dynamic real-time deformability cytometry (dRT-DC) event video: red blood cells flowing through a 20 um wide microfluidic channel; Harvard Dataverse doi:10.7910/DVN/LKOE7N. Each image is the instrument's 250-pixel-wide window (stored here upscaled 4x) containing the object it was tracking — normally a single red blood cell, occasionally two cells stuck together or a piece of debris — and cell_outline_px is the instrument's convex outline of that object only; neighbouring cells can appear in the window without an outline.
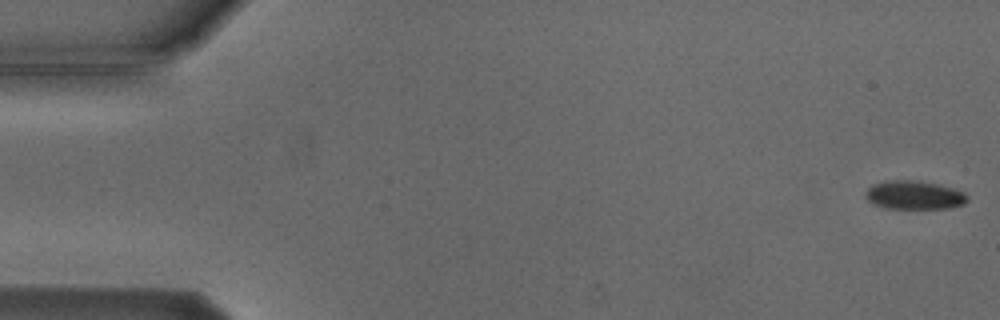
{"species": "Egyptian fruit bat (a non-hibernating species)", "species_latin": "Rousettus aegyptiacus", "temperature_condition": "cold", "stored_images_in_passage": 6, "camera_frame_rate_fps": 3000, "um_per_image_px": 0.085, "animal": {"sex": "male"}, "frame": {"image": 1, "passage_image": 1, "time_ms": 0.0, "image_size_px": [1000, 320], "cell_outline_px": [[968, 200], [964, 204], [948, 208], [884, 208], [872, 204], [864, 196], [864, 192], [872, 184], [884, 180], [916, 180], [936, 184], [952, 188], [964, 192], [968, 196]], "centroid_in_image_um": [77.66, 16.57], "position_along_channel_um": 7.3, "area_um2": 17.11}}
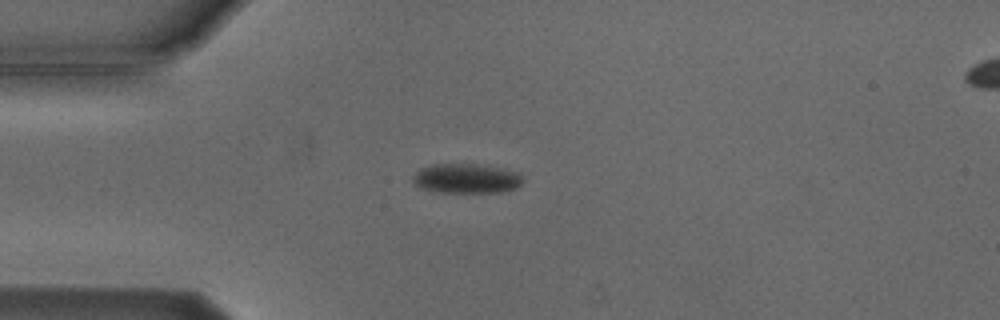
{"frame": {"image": 2, "passage_image": 4, "time_ms": 4.333, "image_size_px": [1000, 320], "cell_outline_px": [[524, 180], [516, 188], [500, 192], [432, 192], [420, 188], [412, 184], [412, 176], [420, 168], [432, 164], [476, 164], [504, 168], [520, 172]], "centroid_in_image_um": [39.62, 15.17], "position_along_channel_um": 45.4, "area_um2": 19.36}}
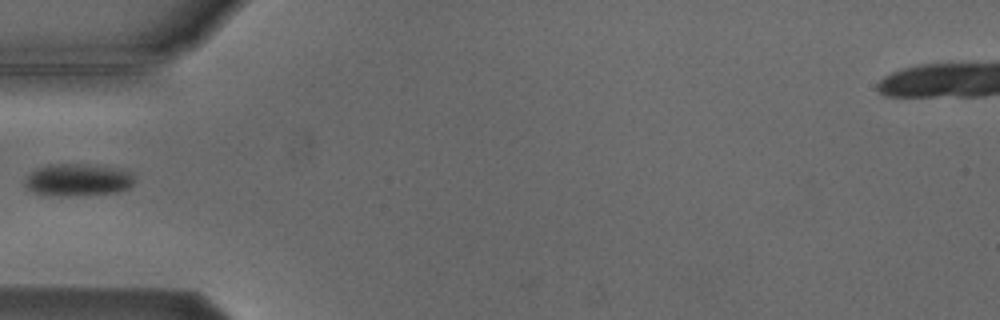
{"frame": {"image": 3, "passage_image": 5, "time_ms": 5.667, "image_size_px": [1000, 320], "cell_outline_px": [[136, 180], [128, 188], [116, 192], [68, 196], [60, 196], [32, 192], [24, 184], [24, 180], [36, 168], [48, 164], [80, 164], [116, 168], [132, 172]], "centroid_in_image_um": [6.62, 15.29], "position_along_channel_um": 78.4, "area_um2": 20.52}}